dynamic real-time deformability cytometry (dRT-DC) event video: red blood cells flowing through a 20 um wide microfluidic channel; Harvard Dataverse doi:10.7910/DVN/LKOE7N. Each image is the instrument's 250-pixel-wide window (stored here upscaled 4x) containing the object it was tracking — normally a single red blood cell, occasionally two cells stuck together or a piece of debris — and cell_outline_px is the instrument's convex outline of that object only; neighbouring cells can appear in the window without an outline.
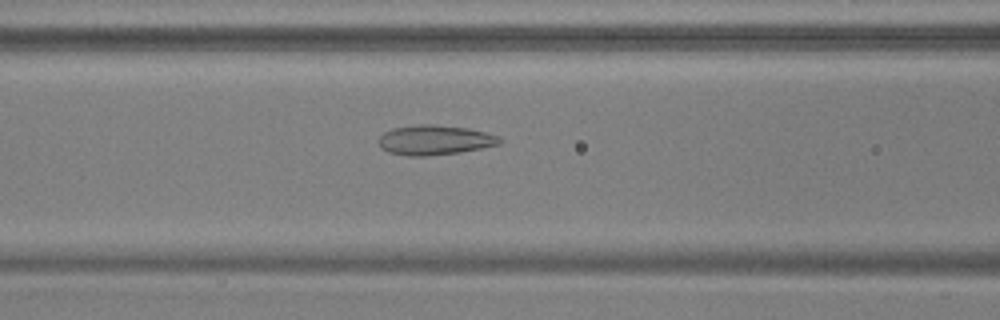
{"species": "common noctule bat (a hibernating species)", "species_latin": "Nyctalus noctula", "temperature_condition": "warm", "stored_images_in_passage": 53, "camera_frame_rate_fps": 3000, "um_per_image_px": 0.085, "animal": {"sex": "male", "body_mass_g": 17.9, "forearm_length_mm": 54.2}, "frame": {"image": 1, "passage_image": 23, "time_ms": 7.333, "image_size_px": [1000, 320], "cell_outline_px": [[500, 144], [460, 152], [428, 156], [408, 156], [388, 152], [380, 148], [380, 136], [384, 132], [392, 128], [420, 124], [432, 124], [468, 128], [500, 136]], "centroid_in_image_um": [36.93, 11.9], "position_along_channel_um": 129.7, "area_um2": 20.92}}
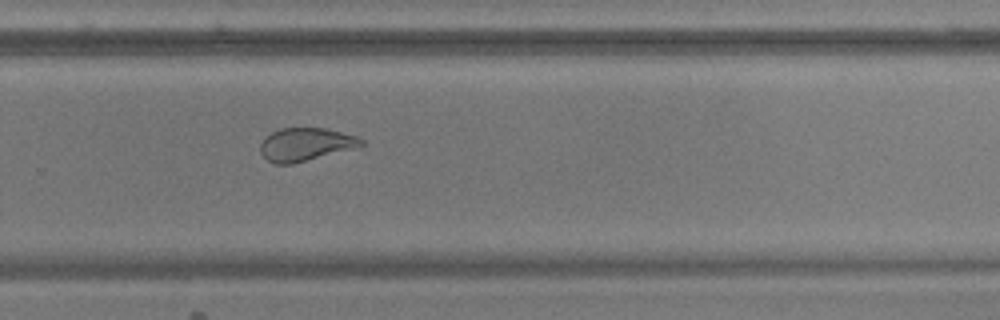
{"frame": {"image": 2, "passage_image": 37, "time_ms": 12.0, "image_size_px": [1000, 320], "cell_outline_px": [[364, 144], [360, 148], [292, 164], [276, 164], [268, 160], [260, 152], [260, 144], [272, 132], [280, 128], [324, 128], [356, 136], [364, 140]], "centroid_in_image_um": [26.03, 12.29], "position_along_channel_um": 303.8, "area_um2": 19.54}}
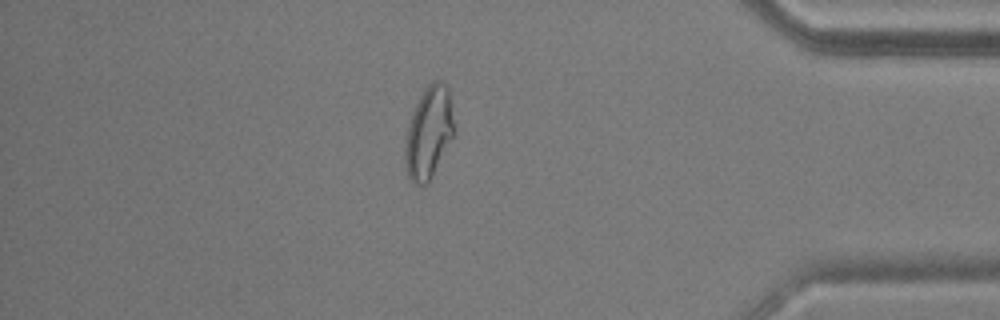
{"frame": {"image": 3, "passage_image": 47, "time_ms": 15.333, "image_size_px": [1000, 320], "cell_outline_px": [[456, 132], [428, 184], [416, 184], [408, 176], [404, 164], [404, 148], [408, 124], [412, 112], [424, 88], [432, 80], [440, 80], [448, 88], [456, 128]], "centroid_in_image_um": [36.46, 11.26], "position_along_channel_um": 398.7, "area_um2": 26.65}}